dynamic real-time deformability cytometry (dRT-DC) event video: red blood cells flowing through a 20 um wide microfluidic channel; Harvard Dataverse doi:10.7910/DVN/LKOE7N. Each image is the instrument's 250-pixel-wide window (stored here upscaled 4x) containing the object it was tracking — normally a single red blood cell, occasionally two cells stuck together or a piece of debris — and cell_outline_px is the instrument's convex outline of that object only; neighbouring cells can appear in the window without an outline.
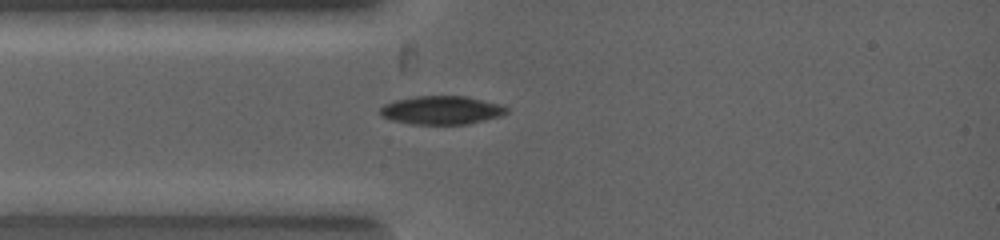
{"species": "common noctule bat (a hibernating species)", "species_latin": "Nyctalus noctula", "temperature_condition": "warm", "stored_images_in_passage": 3, "camera_frame_rate_fps": 5000, "um_per_image_px": 0.085, "animal": {"sex": "female", "body_mass_g": 19.0, "forearm_length_mm": 53.3}, "frame": {"image": 1, "passage_image": 3, "time_ms": 1.2, "image_size_px": [1000, 240], "cell_outline_px": [[508, 112], [500, 116], [468, 124], [412, 124], [392, 120], [380, 116], [380, 108], [384, 104], [396, 100], [416, 96], [464, 96], [500, 104], [508, 108]], "centroid_in_image_um": [37.51, 9.37], "position_along_channel_um": 47.5, "area_um2": 20.87}}